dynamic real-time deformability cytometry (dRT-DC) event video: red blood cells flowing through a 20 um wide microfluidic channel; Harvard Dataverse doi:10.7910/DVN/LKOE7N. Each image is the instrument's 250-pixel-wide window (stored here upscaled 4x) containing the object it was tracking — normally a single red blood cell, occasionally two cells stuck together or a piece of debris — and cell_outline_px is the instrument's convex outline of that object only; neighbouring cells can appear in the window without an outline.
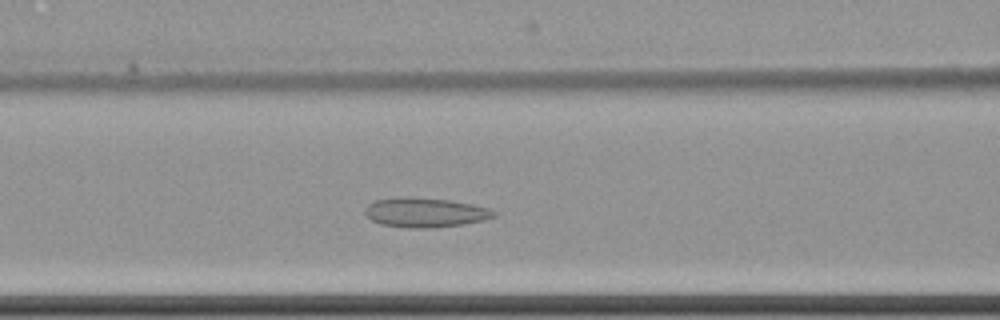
{"species": "common noctule bat (a hibernating species)", "species_latin": "Nyctalus noctula", "temperature_condition": "cold", "stored_images_in_passage": 53, "camera_frame_rate_fps": 3000, "um_per_image_px": 0.085, "animal": {"sex": "female", "body_mass_g": 22.7, "forearm_length_mm": 54.2}, "frame": {"image": 1, "passage_image": 19, "time_ms": 6.0, "image_size_px": [1000, 320], "cell_outline_px": [[496, 216], [484, 220], [460, 224], [428, 228], [408, 228], [380, 224], [372, 220], [364, 212], [364, 208], [368, 204], [376, 200], [400, 196], [412, 196], [448, 200], [472, 204], [488, 208], [496, 212]], "centroid_in_image_um": [36.1, 18.05], "position_along_channel_um": 130.5, "area_um2": 22.2}}
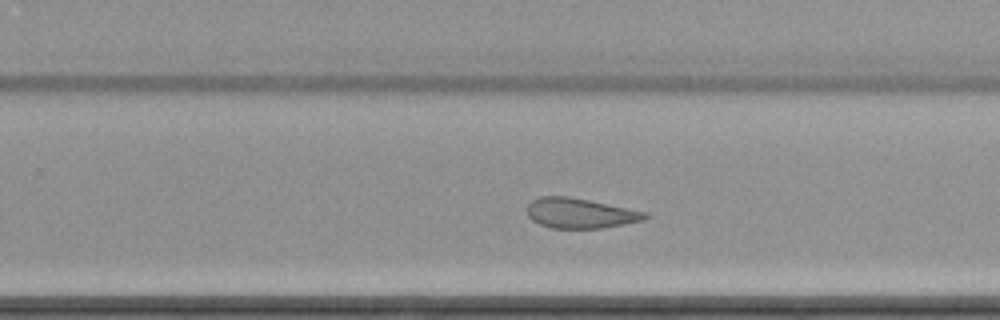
{"frame": {"image": 2, "passage_image": 32, "time_ms": 10.333, "image_size_px": [1000, 320], "cell_outline_px": [[648, 216], [644, 220], [600, 228], [552, 228], [540, 224], [532, 220], [528, 216], [528, 204], [532, 200], [540, 196], [568, 196], [588, 200], [644, 212]], "centroid_in_image_um": [49.25, 18.12], "position_along_channel_um": 280.6, "area_um2": 20.23}}
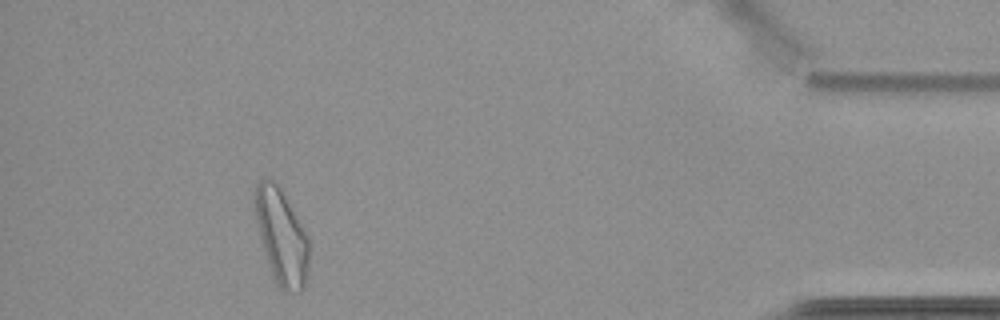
{"frame": {"image": 3, "passage_image": 48, "time_ms": 15.667, "image_size_px": [1000, 320], "cell_outline_px": [[308, 264], [304, 288], [300, 292], [284, 292], [280, 288], [272, 276], [268, 264], [256, 224], [256, 184], [264, 176], [268, 176], [280, 188], [308, 236]], "centroid_in_image_um": [23.93, 20.14], "position_along_channel_um": 411.3, "area_um2": 29.59}, "authors_computed_cell_mechanics": {"area_um2": 23.5246, "velocity_mm_per_s": 3.4691, "shape_relaxation_time_tau1_ms": null, "shape_relaxation_time_tau2_ms": 6.7325, "deformation_change_tau1": null, "deformation_change_tau2": 0.1333}}